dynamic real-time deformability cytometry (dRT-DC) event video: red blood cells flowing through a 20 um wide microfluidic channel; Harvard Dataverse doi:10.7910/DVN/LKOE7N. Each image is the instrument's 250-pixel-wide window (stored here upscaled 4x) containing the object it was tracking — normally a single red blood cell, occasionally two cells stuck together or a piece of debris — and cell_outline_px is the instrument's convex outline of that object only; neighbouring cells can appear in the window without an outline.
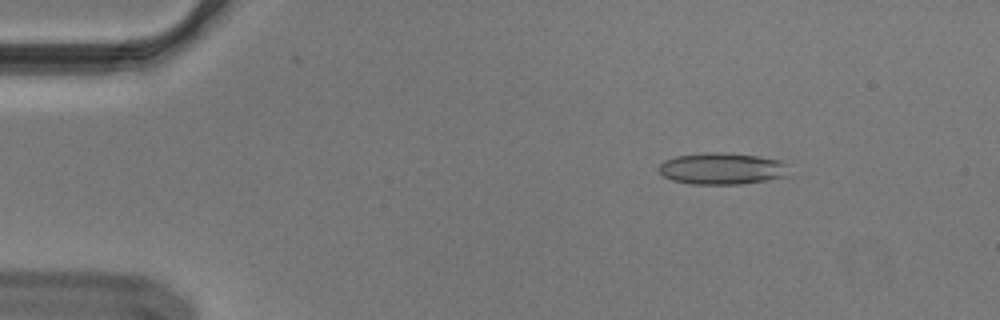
{"species": "Egyptian fruit bat (a non-hibernating species)", "species_latin": "Rousettus aegyptiacus", "temperature_condition": "cold", "stored_images_in_passage": 54, "camera_frame_rate_fps": 3000, "um_per_image_px": 0.085, "animal": {"sex": "male"}, "frame": {"image": 1, "passage_image": 7, "time_ms": 2.0, "image_size_px": [1000, 320], "cell_outline_px": [[788, 176], [768, 180], [740, 184], [692, 184], [672, 180], [664, 176], [656, 168], [664, 160], [676, 156], [708, 152], [712, 152], [756, 156], [780, 160], [784, 164]], "centroid_in_image_um": [61.32, 14.34], "position_along_channel_um": 23.7, "area_um2": 23.76}}
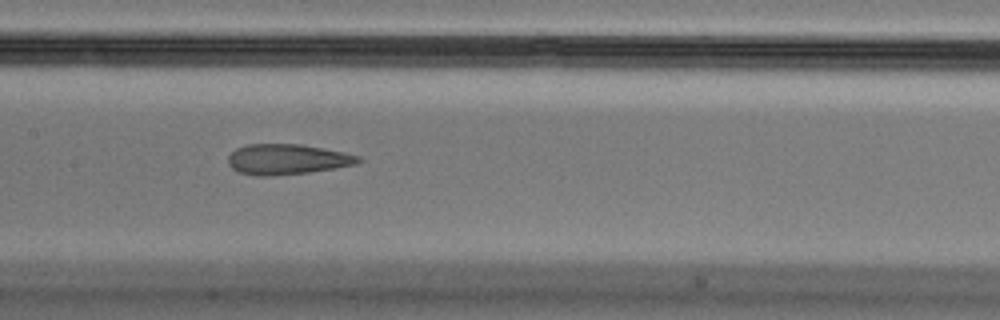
{"frame": {"image": 2, "passage_image": 26, "time_ms": 8.333, "image_size_px": [1000, 320], "cell_outline_px": [[364, 160], [356, 164], [308, 172], [272, 176], [256, 176], [240, 172], [232, 168], [228, 164], [228, 156], [236, 148], [248, 144], [300, 144], [324, 148], [344, 152], [360, 156]], "centroid_in_image_um": [24.41, 13.53], "position_along_channel_um": 183.0, "area_um2": 23.06}}
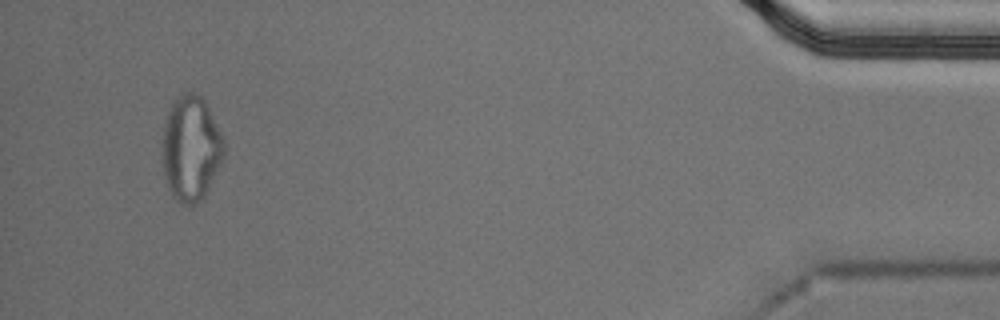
{"frame": {"image": 3, "passage_image": 51, "time_ms": 16.667, "image_size_px": [1000, 320], "cell_outline_px": [[224, 156], [204, 200], [192, 204], [180, 204], [172, 196], [168, 188], [164, 176], [160, 144], [164, 124], [168, 112], [172, 104], [184, 92], [192, 92], [200, 96], [208, 104], [224, 140]], "centroid_in_image_um": [16.21, 12.65], "position_along_channel_um": 419.0, "area_um2": 38.38}, "authors_computed_cell_mechanics": {"area_um2": 24.1315, "velocity_mm_per_s": 3.666, "shape_relaxation_time_tau1_ms": null, "shape_relaxation_time_tau2_ms": 1.2223, "deformation_change_tau1": null, "deformation_change_tau2": 0.0792}}